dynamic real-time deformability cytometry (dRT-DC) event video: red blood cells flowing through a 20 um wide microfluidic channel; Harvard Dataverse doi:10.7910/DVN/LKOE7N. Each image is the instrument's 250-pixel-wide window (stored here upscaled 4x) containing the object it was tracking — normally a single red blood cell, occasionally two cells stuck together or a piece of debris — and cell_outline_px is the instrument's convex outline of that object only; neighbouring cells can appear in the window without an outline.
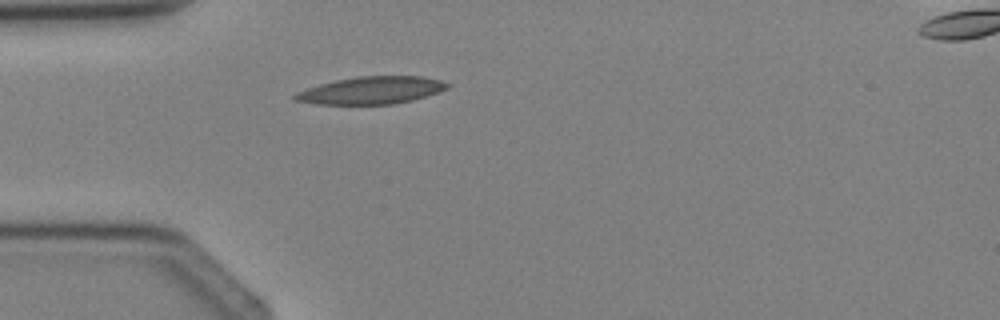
{"species": "Egyptian fruit bat (a non-hibernating species)", "species_latin": "Rousettus aegyptiacus", "temperature_condition": "cold", "stored_images_in_passage": 3, "camera_frame_rate_fps": 3000, "um_per_image_px": 0.085, "animal": {"sex": "female"}, "frame": {"image": 1, "passage_image": 3, "time_ms": 3.333, "image_size_px": [1000, 320], "cell_outline_px": [[448, 88], [412, 100], [392, 104], [316, 104], [292, 100], [292, 96], [296, 92], [320, 84], [336, 80], [356, 76], [420, 76], [440, 80], [448, 84]], "centroid_in_image_um": [31.5, 7.68], "position_along_channel_um": 53.5, "area_um2": 24.1}}